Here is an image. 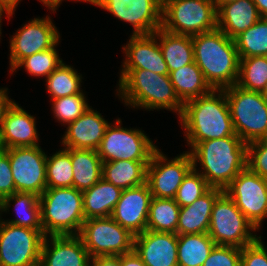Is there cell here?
<instances>
[{"label":"cell","mask_w":267,"mask_h":266,"mask_svg":"<svg viewBox=\"0 0 267 266\" xmlns=\"http://www.w3.org/2000/svg\"><path fill=\"white\" fill-rule=\"evenodd\" d=\"M71 156L73 187L84 191L102 178V160L97 150L65 148Z\"/></svg>","instance_id":"obj_26"},{"label":"cell","mask_w":267,"mask_h":266,"mask_svg":"<svg viewBox=\"0 0 267 266\" xmlns=\"http://www.w3.org/2000/svg\"><path fill=\"white\" fill-rule=\"evenodd\" d=\"M189 153L193 168L199 161L200 174L211 187L224 190L246 168L247 143L238 135L199 142Z\"/></svg>","instance_id":"obj_2"},{"label":"cell","mask_w":267,"mask_h":266,"mask_svg":"<svg viewBox=\"0 0 267 266\" xmlns=\"http://www.w3.org/2000/svg\"><path fill=\"white\" fill-rule=\"evenodd\" d=\"M152 194L147 183L122 191L111 217L133 235L147 230Z\"/></svg>","instance_id":"obj_17"},{"label":"cell","mask_w":267,"mask_h":266,"mask_svg":"<svg viewBox=\"0 0 267 266\" xmlns=\"http://www.w3.org/2000/svg\"><path fill=\"white\" fill-rule=\"evenodd\" d=\"M251 231L257 229L238 209L234 201L222 193L214 202L210 218L209 236L216 245L243 248L254 243L259 237Z\"/></svg>","instance_id":"obj_8"},{"label":"cell","mask_w":267,"mask_h":266,"mask_svg":"<svg viewBox=\"0 0 267 266\" xmlns=\"http://www.w3.org/2000/svg\"><path fill=\"white\" fill-rule=\"evenodd\" d=\"M58 42L50 49L35 53L22 59L12 70L16 72L19 67H25V70L33 76L48 77L63 62L55 49Z\"/></svg>","instance_id":"obj_37"},{"label":"cell","mask_w":267,"mask_h":266,"mask_svg":"<svg viewBox=\"0 0 267 266\" xmlns=\"http://www.w3.org/2000/svg\"><path fill=\"white\" fill-rule=\"evenodd\" d=\"M77 71L70 65L62 63L47 78V91L52 97L51 100L59 99L82 92L81 78Z\"/></svg>","instance_id":"obj_34"},{"label":"cell","mask_w":267,"mask_h":266,"mask_svg":"<svg viewBox=\"0 0 267 266\" xmlns=\"http://www.w3.org/2000/svg\"><path fill=\"white\" fill-rule=\"evenodd\" d=\"M261 18H267V0H253Z\"/></svg>","instance_id":"obj_47"},{"label":"cell","mask_w":267,"mask_h":266,"mask_svg":"<svg viewBox=\"0 0 267 266\" xmlns=\"http://www.w3.org/2000/svg\"><path fill=\"white\" fill-rule=\"evenodd\" d=\"M215 3L216 10L221 6L226 3L232 2V1H237V0H213Z\"/></svg>","instance_id":"obj_51"},{"label":"cell","mask_w":267,"mask_h":266,"mask_svg":"<svg viewBox=\"0 0 267 266\" xmlns=\"http://www.w3.org/2000/svg\"><path fill=\"white\" fill-rule=\"evenodd\" d=\"M202 266H241V248L215 245Z\"/></svg>","instance_id":"obj_41"},{"label":"cell","mask_w":267,"mask_h":266,"mask_svg":"<svg viewBox=\"0 0 267 266\" xmlns=\"http://www.w3.org/2000/svg\"><path fill=\"white\" fill-rule=\"evenodd\" d=\"M21 0H0V4H2L6 9H8L13 15L15 8Z\"/></svg>","instance_id":"obj_49"},{"label":"cell","mask_w":267,"mask_h":266,"mask_svg":"<svg viewBox=\"0 0 267 266\" xmlns=\"http://www.w3.org/2000/svg\"><path fill=\"white\" fill-rule=\"evenodd\" d=\"M133 26V35H149L161 28L162 0H90Z\"/></svg>","instance_id":"obj_15"},{"label":"cell","mask_w":267,"mask_h":266,"mask_svg":"<svg viewBox=\"0 0 267 266\" xmlns=\"http://www.w3.org/2000/svg\"><path fill=\"white\" fill-rule=\"evenodd\" d=\"M15 204L16 214L19 218L5 221L9 224L36 229L43 232L41 223V207L39 196L34 193L15 192L10 196L5 197L0 202L1 212H7L10 208V202Z\"/></svg>","instance_id":"obj_29"},{"label":"cell","mask_w":267,"mask_h":266,"mask_svg":"<svg viewBox=\"0 0 267 266\" xmlns=\"http://www.w3.org/2000/svg\"><path fill=\"white\" fill-rule=\"evenodd\" d=\"M15 192L9 155L2 149L0 151V202Z\"/></svg>","instance_id":"obj_43"},{"label":"cell","mask_w":267,"mask_h":266,"mask_svg":"<svg viewBox=\"0 0 267 266\" xmlns=\"http://www.w3.org/2000/svg\"><path fill=\"white\" fill-rule=\"evenodd\" d=\"M169 77L177 97L183 104L213 90L195 62L171 71Z\"/></svg>","instance_id":"obj_27"},{"label":"cell","mask_w":267,"mask_h":266,"mask_svg":"<svg viewBox=\"0 0 267 266\" xmlns=\"http://www.w3.org/2000/svg\"><path fill=\"white\" fill-rule=\"evenodd\" d=\"M121 120L106 128L101 144L97 149L102 162L129 160L150 162L153 153L158 149L144 131L121 127Z\"/></svg>","instance_id":"obj_10"},{"label":"cell","mask_w":267,"mask_h":266,"mask_svg":"<svg viewBox=\"0 0 267 266\" xmlns=\"http://www.w3.org/2000/svg\"><path fill=\"white\" fill-rule=\"evenodd\" d=\"M180 206L172 198L152 197L147 221V230L176 233Z\"/></svg>","instance_id":"obj_32"},{"label":"cell","mask_w":267,"mask_h":266,"mask_svg":"<svg viewBox=\"0 0 267 266\" xmlns=\"http://www.w3.org/2000/svg\"><path fill=\"white\" fill-rule=\"evenodd\" d=\"M50 18L49 16L34 18L12 36L10 39V71L25 57L50 49L60 42V34Z\"/></svg>","instance_id":"obj_16"},{"label":"cell","mask_w":267,"mask_h":266,"mask_svg":"<svg viewBox=\"0 0 267 266\" xmlns=\"http://www.w3.org/2000/svg\"><path fill=\"white\" fill-rule=\"evenodd\" d=\"M267 83V56L240 58L237 86L262 92Z\"/></svg>","instance_id":"obj_35"},{"label":"cell","mask_w":267,"mask_h":266,"mask_svg":"<svg viewBox=\"0 0 267 266\" xmlns=\"http://www.w3.org/2000/svg\"><path fill=\"white\" fill-rule=\"evenodd\" d=\"M44 232L5 222L0 225V266H39Z\"/></svg>","instance_id":"obj_11"},{"label":"cell","mask_w":267,"mask_h":266,"mask_svg":"<svg viewBox=\"0 0 267 266\" xmlns=\"http://www.w3.org/2000/svg\"><path fill=\"white\" fill-rule=\"evenodd\" d=\"M246 167L267 179V142L259 139L247 144Z\"/></svg>","instance_id":"obj_40"},{"label":"cell","mask_w":267,"mask_h":266,"mask_svg":"<svg viewBox=\"0 0 267 266\" xmlns=\"http://www.w3.org/2000/svg\"><path fill=\"white\" fill-rule=\"evenodd\" d=\"M8 155L16 192L40 196L47 189V155L38 146L3 149Z\"/></svg>","instance_id":"obj_13"},{"label":"cell","mask_w":267,"mask_h":266,"mask_svg":"<svg viewBox=\"0 0 267 266\" xmlns=\"http://www.w3.org/2000/svg\"><path fill=\"white\" fill-rule=\"evenodd\" d=\"M178 235L146 230L134 236L133 250L146 266H178Z\"/></svg>","instance_id":"obj_18"},{"label":"cell","mask_w":267,"mask_h":266,"mask_svg":"<svg viewBox=\"0 0 267 266\" xmlns=\"http://www.w3.org/2000/svg\"><path fill=\"white\" fill-rule=\"evenodd\" d=\"M157 38L169 73L194 62L192 36L172 34L159 28Z\"/></svg>","instance_id":"obj_28"},{"label":"cell","mask_w":267,"mask_h":266,"mask_svg":"<svg viewBox=\"0 0 267 266\" xmlns=\"http://www.w3.org/2000/svg\"><path fill=\"white\" fill-rule=\"evenodd\" d=\"M211 186L206 182L197 168H192L183 178L175 196V202L180 207L191 205L200 196L205 194Z\"/></svg>","instance_id":"obj_38"},{"label":"cell","mask_w":267,"mask_h":266,"mask_svg":"<svg viewBox=\"0 0 267 266\" xmlns=\"http://www.w3.org/2000/svg\"><path fill=\"white\" fill-rule=\"evenodd\" d=\"M224 91L235 133L247 144L262 139L267 131V99L236 84Z\"/></svg>","instance_id":"obj_7"},{"label":"cell","mask_w":267,"mask_h":266,"mask_svg":"<svg viewBox=\"0 0 267 266\" xmlns=\"http://www.w3.org/2000/svg\"><path fill=\"white\" fill-rule=\"evenodd\" d=\"M266 249L261 236L254 243L241 248V266H267Z\"/></svg>","instance_id":"obj_42"},{"label":"cell","mask_w":267,"mask_h":266,"mask_svg":"<svg viewBox=\"0 0 267 266\" xmlns=\"http://www.w3.org/2000/svg\"><path fill=\"white\" fill-rule=\"evenodd\" d=\"M261 140L264 141V142H267V131H266L265 135L262 137Z\"/></svg>","instance_id":"obj_53"},{"label":"cell","mask_w":267,"mask_h":266,"mask_svg":"<svg viewBox=\"0 0 267 266\" xmlns=\"http://www.w3.org/2000/svg\"><path fill=\"white\" fill-rule=\"evenodd\" d=\"M261 94L263 95V97H264L265 99H267V83H266L264 89L262 90Z\"/></svg>","instance_id":"obj_52"},{"label":"cell","mask_w":267,"mask_h":266,"mask_svg":"<svg viewBox=\"0 0 267 266\" xmlns=\"http://www.w3.org/2000/svg\"><path fill=\"white\" fill-rule=\"evenodd\" d=\"M239 58L267 56V18L259 19L234 38Z\"/></svg>","instance_id":"obj_33"},{"label":"cell","mask_w":267,"mask_h":266,"mask_svg":"<svg viewBox=\"0 0 267 266\" xmlns=\"http://www.w3.org/2000/svg\"><path fill=\"white\" fill-rule=\"evenodd\" d=\"M121 266H146L143 260L133 250L121 255Z\"/></svg>","instance_id":"obj_46"},{"label":"cell","mask_w":267,"mask_h":266,"mask_svg":"<svg viewBox=\"0 0 267 266\" xmlns=\"http://www.w3.org/2000/svg\"><path fill=\"white\" fill-rule=\"evenodd\" d=\"M83 91L79 94L52 100V110L59 122L63 125L78 119L90 106L86 102Z\"/></svg>","instance_id":"obj_39"},{"label":"cell","mask_w":267,"mask_h":266,"mask_svg":"<svg viewBox=\"0 0 267 266\" xmlns=\"http://www.w3.org/2000/svg\"><path fill=\"white\" fill-rule=\"evenodd\" d=\"M215 245L208 233L178 235V266H202Z\"/></svg>","instance_id":"obj_31"},{"label":"cell","mask_w":267,"mask_h":266,"mask_svg":"<svg viewBox=\"0 0 267 266\" xmlns=\"http://www.w3.org/2000/svg\"><path fill=\"white\" fill-rule=\"evenodd\" d=\"M7 90L8 88H0V129L7 110L14 103V101L7 96Z\"/></svg>","instance_id":"obj_45"},{"label":"cell","mask_w":267,"mask_h":266,"mask_svg":"<svg viewBox=\"0 0 267 266\" xmlns=\"http://www.w3.org/2000/svg\"><path fill=\"white\" fill-rule=\"evenodd\" d=\"M122 191L103 178L82 191L85 220L111 216Z\"/></svg>","instance_id":"obj_25"},{"label":"cell","mask_w":267,"mask_h":266,"mask_svg":"<svg viewBox=\"0 0 267 266\" xmlns=\"http://www.w3.org/2000/svg\"><path fill=\"white\" fill-rule=\"evenodd\" d=\"M261 19L253 0H237L217 9V28L234 39Z\"/></svg>","instance_id":"obj_24"},{"label":"cell","mask_w":267,"mask_h":266,"mask_svg":"<svg viewBox=\"0 0 267 266\" xmlns=\"http://www.w3.org/2000/svg\"><path fill=\"white\" fill-rule=\"evenodd\" d=\"M40 1L52 11H56V9H58L57 7H59V5L61 4L63 0H40ZM77 1H80V0H77ZM81 1L90 2V0H81Z\"/></svg>","instance_id":"obj_48"},{"label":"cell","mask_w":267,"mask_h":266,"mask_svg":"<svg viewBox=\"0 0 267 266\" xmlns=\"http://www.w3.org/2000/svg\"><path fill=\"white\" fill-rule=\"evenodd\" d=\"M118 96L134 108L169 109L180 117L183 103L177 97L169 75L143 69H121Z\"/></svg>","instance_id":"obj_4"},{"label":"cell","mask_w":267,"mask_h":266,"mask_svg":"<svg viewBox=\"0 0 267 266\" xmlns=\"http://www.w3.org/2000/svg\"><path fill=\"white\" fill-rule=\"evenodd\" d=\"M149 162L116 160L103 162L102 178L125 190L146 183V169Z\"/></svg>","instance_id":"obj_30"},{"label":"cell","mask_w":267,"mask_h":266,"mask_svg":"<svg viewBox=\"0 0 267 266\" xmlns=\"http://www.w3.org/2000/svg\"><path fill=\"white\" fill-rule=\"evenodd\" d=\"M161 28L194 36L217 28V10L212 0H162Z\"/></svg>","instance_id":"obj_6"},{"label":"cell","mask_w":267,"mask_h":266,"mask_svg":"<svg viewBox=\"0 0 267 266\" xmlns=\"http://www.w3.org/2000/svg\"><path fill=\"white\" fill-rule=\"evenodd\" d=\"M39 202L45 236L79 235L85 221L82 191L75 187L47 188Z\"/></svg>","instance_id":"obj_5"},{"label":"cell","mask_w":267,"mask_h":266,"mask_svg":"<svg viewBox=\"0 0 267 266\" xmlns=\"http://www.w3.org/2000/svg\"><path fill=\"white\" fill-rule=\"evenodd\" d=\"M3 13H6L8 18L12 16L11 12L8 9H6L2 4H0V27H1V23H2L1 20H2ZM1 30L2 29L0 28V36H1Z\"/></svg>","instance_id":"obj_50"},{"label":"cell","mask_w":267,"mask_h":266,"mask_svg":"<svg viewBox=\"0 0 267 266\" xmlns=\"http://www.w3.org/2000/svg\"><path fill=\"white\" fill-rule=\"evenodd\" d=\"M157 39V31L149 35H131L126 46L122 69H143L161 75H169L168 66L163 58Z\"/></svg>","instance_id":"obj_20"},{"label":"cell","mask_w":267,"mask_h":266,"mask_svg":"<svg viewBox=\"0 0 267 266\" xmlns=\"http://www.w3.org/2000/svg\"><path fill=\"white\" fill-rule=\"evenodd\" d=\"M109 124L98 111L90 107L68 124L62 145L65 148L97 150Z\"/></svg>","instance_id":"obj_22"},{"label":"cell","mask_w":267,"mask_h":266,"mask_svg":"<svg viewBox=\"0 0 267 266\" xmlns=\"http://www.w3.org/2000/svg\"><path fill=\"white\" fill-rule=\"evenodd\" d=\"M78 236L91 258L119 256L133 251L135 235L111 216L85 220Z\"/></svg>","instance_id":"obj_9"},{"label":"cell","mask_w":267,"mask_h":266,"mask_svg":"<svg viewBox=\"0 0 267 266\" xmlns=\"http://www.w3.org/2000/svg\"><path fill=\"white\" fill-rule=\"evenodd\" d=\"M223 192L211 187L191 205L180 207L177 235L208 233L213 204Z\"/></svg>","instance_id":"obj_23"},{"label":"cell","mask_w":267,"mask_h":266,"mask_svg":"<svg viewBox=\"0 0 267 266\" xmlns=\"http://www.w3.org/2000/svg\"><path fill=\"white\" fill-rule=\"evenodd\" d=\"M194 62L213 89L236 84L240 58L235 41L216 28L192 36Z\"/></svg>","instance_id":"obj_3"},{"label":"cell","mask_w":267,"mask_h":266,"mask_svg":"<svg viewBox=\"0 0 267 266\" xmlns=\"http://www.w3.org/2000/svg\"><path fill=\"white\" fill-rule=\"evenodd\" d=\"M90 266H121V255L119 256H98L91 258Z\"/></svg>","instance_id":"obj_44"},{"label":"cell","mask_w":267,"mask_h":266,"mask_svg":"<svg viewBox=\"0 0 267 266\" xmlns=\"http://www.w3.org/2000/svg\"><path fill=\"white\" fill-rule=\"evenodd\" d=\"M157 149L147 165L146 183L149 186L152 197L174 199L183 178L193 168L192 158L189 152L168 160Z\"/></svg>","instance_id":"obj_14"},{"label":"cell","mask_w":267,"mask_h":266,"mask_svg":"<svg viewBox=\"0 0 267 266\" xmlns=\"http://www.w3.org/2000/svg\"><path fill=\"white\" fill-rule=\"evenodd\" d=\"M47 188L73 187V166L70 153L64 148L47 156L46 163Z\"/></svg>","instance_id":"obj_36"},{"label":"cell","mask_w":267,"mask_h":266,"mask_svg":"<svg viewBox=\"0 0 267 266\" xmlns=\"http://www.w3.org/2000/svg\"><path fill=\"white\" fill-rule=\"evenodd\" d=\"M251 224L260 229L267 217V179L247 167L224 189Z\"/></svg>","instance_id":"obj_12"},{"label":"cell","mask_w":267,"mask_h":266,"mask_svg":"<svg viewBox=\"0 0 267 266\" xmlns=\"http://www.w3.org/2000/svg\"><path fill=\"white\" fill-rule=\"evenodd\" d=\"M179 118L191 148L202 141L237 135L224 89L185 102Z\"/></svg>","instance_id":"obj_1"},{"label":"cell","mask_w":267,"mask_h":266,"mask_svg":"<svg viewBox=\"0 0 267 266\" xmlns=\"http://www.w3.org/2000/svg\"><path fill=\"white\" fill-rule=\"evenodd\" d=\"M90 261L78 235L45 236L39 266H90Z\"/></svg>","instance_id":"obj_19"},{"label":"cell","mask_w":267,"mask_h":266,"mask_svg":"<svg viewBox=\"0 0 267 266\" xmlns=\"http://www.w3.org/2000/svg\"><path fill=\"white\" fill-rule=\"evenodd\" d=\"M38 136L35 117L14 102L2 121L0 129L2 149L38 146Z\"/></svg>","instance_id":"obj_21"}]
</instances>
